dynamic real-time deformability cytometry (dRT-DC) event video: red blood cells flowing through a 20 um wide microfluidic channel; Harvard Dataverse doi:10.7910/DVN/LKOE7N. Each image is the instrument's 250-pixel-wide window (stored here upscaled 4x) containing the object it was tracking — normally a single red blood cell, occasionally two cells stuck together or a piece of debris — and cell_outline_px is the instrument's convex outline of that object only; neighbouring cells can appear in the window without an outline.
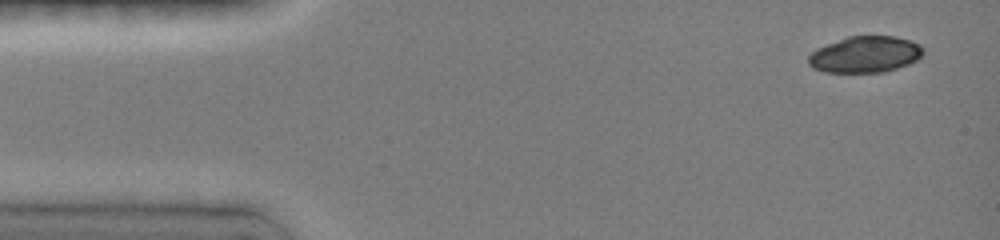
{"species": "common noctule bat (a hibernating species)", "species_latin": "Nyctalus noctula", "temperature_condition": "room temperature", "stored_images_in_passage": 3, "camera_frame_rate_fps": 3000, "um_per_image_px": 0.085, "animal": {"sex": "female", "body_mass_g": 19.0, "forearm_length_mm": 51.5}, "frame": {"image": 1, "passage_image": 1, "time_ms": 0.0, "image_size_px": [1000, 240], "cell_outline_px": [[924, 56], [908, 64], [884, 72], [824, 72], [812, 68], [808, 64], [808, 56], [816, 48], [848, 36], [896, 36], [920, 44], [924, 48]], "centroid_in_image_um": [73.54, 4.63], "position_along_channel_um": 11.5, "area_um2": 24.45}}